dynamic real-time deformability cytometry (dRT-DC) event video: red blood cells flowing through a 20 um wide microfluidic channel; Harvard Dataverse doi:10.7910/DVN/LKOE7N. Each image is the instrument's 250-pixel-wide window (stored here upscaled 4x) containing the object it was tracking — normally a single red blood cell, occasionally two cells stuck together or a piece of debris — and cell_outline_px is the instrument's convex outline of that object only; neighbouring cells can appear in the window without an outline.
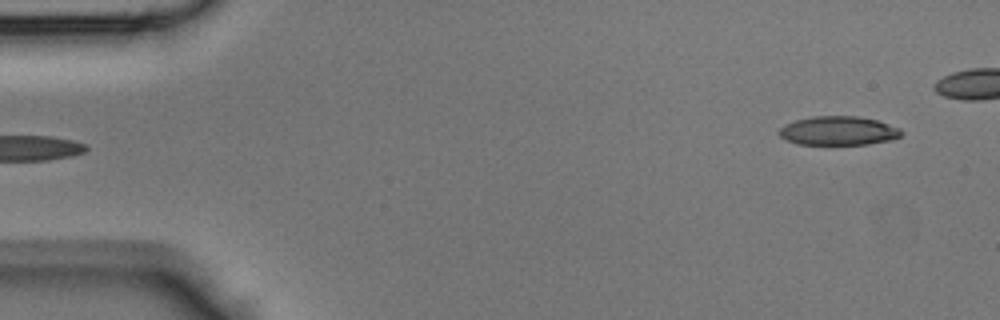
{"species": "Egyptian fruit bat (a non-hibernating species)", "species_latin": "Rousettus aegyptiacus", "temperature_condition": "room temperature", "stored_images_in_passage": 35, "camera_frame_rate_fps": 3000, "um_per_image_px": 0.085, "animal": {"sex": "male"}, "frame": {"image": 1, "passage_image": 1, "time_ms": 0.0, "image_size_px": [1000, 320], "cell_outline_px": [[904, 132], [900, 136], [892, 140], [868, 144], [796, 144], [784, 140], [776, 132], [784, 124], [796, 120], [812, 116], [856, 116], [876, 120], [900, 128]], "centroid_in_image_um": [71.23, 11.12], "position_along_channel_um": 13.8, "area_um2": 20.75}}
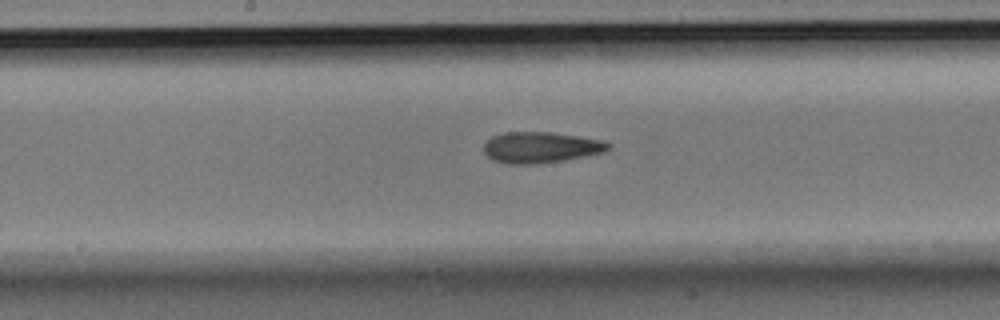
{"frame": {"image": 2, "passage_image": 20, "time_ms": 6.333, "image_size_px": [1000, 320], "cell_outline_px": [[612, 144], [604, 152], [564, 160], [536, 164], [508, 164], [492, 160], [484, 152], [484, 144], [492, 136], [504, 132], [552, 132], [600, 140]], "centroid_in_image_um": [45.92, 12.53], "position_along_channel_um": 202.3, "area_um2": 22.37}}
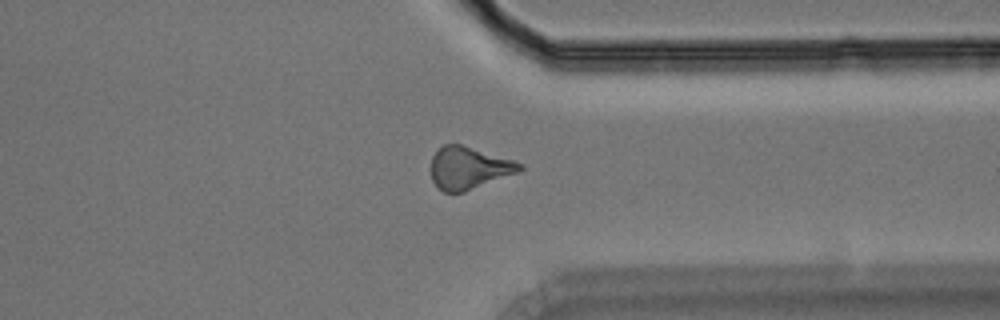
{"frame": {"image": 3, "passage_image": 31, "time_ms": 10.0, "image_size_px": [1000, 320], "cell_outline_px": [[524, 168], [520, 172], [464, 192], [444, 192], [436, 188], [432, 180], [432, 156], [444, 144], [460, 144], [512, 160], [524, 164]], "centroid_in_image_um": [39.86, 14.3], "position_along_channel_um": 371.5, "area_um2": 21.79}}